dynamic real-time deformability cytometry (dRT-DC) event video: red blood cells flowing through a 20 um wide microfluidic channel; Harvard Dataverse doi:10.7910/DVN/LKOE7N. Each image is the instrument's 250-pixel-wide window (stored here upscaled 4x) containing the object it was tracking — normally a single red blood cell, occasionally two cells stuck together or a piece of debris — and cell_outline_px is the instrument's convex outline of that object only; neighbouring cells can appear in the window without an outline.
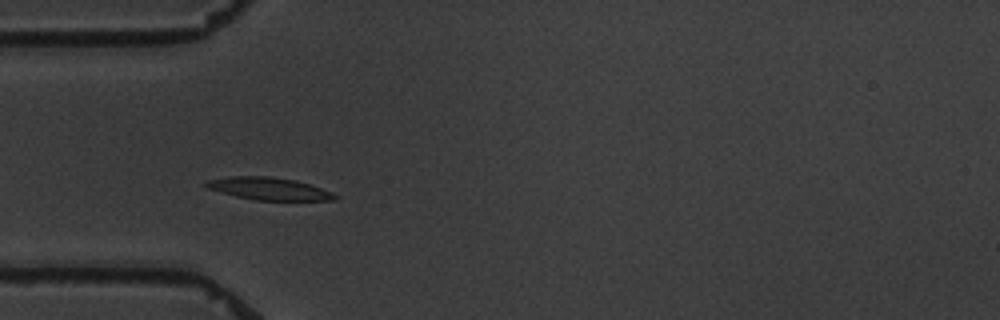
{"species": "common noctule bat (a hibernating species)", "species_latin": "Nyctalus noctula", "temperature_condition": "warm", "stored_images_in_passage": 4, "camera_frame_rate_fps": 3000, "um_per_image_px": 0.085, "animal": {"sex": "male", "body_mass_g": 19.5, "forearm_length_mm": 54.6}, "frame": {"image": 1, "passage_image": 3, "time_ms": 2.333, "image_size_px": [1000, 320], "cell_outline_px": [[340, 196], [336, 200], [256, 200], [236, 196], [208, 188], [204, 184], [208, 180], [232, 176], [268, 176], [292, 180], [308, 184], [332, 192]], "centroid_in_image_um": [22.88, 16.04], "position_along_channel_um": 62.1, "area_um2": 16.53}}
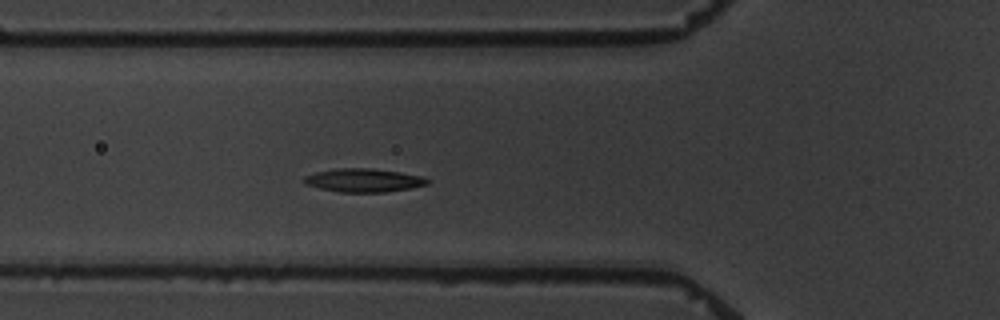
{"frame": {"image": 2, "passage_image": 4, "time_ms": 3.333, "image_size_px": [1000, 320], "cell_outline_px": [[432, 180], [428, 184], [412, 188], [384, 192], [340, 192], [320, 188], [304, 184], [300, 180], [304, 176], [316, 172], [336, 168], [372, 168], [400, 172], [424, 176]], "centroid_in_image_um": [30.92, 15.32], "position_along_channel_um": 94.9, "area_um2": 17.11}}